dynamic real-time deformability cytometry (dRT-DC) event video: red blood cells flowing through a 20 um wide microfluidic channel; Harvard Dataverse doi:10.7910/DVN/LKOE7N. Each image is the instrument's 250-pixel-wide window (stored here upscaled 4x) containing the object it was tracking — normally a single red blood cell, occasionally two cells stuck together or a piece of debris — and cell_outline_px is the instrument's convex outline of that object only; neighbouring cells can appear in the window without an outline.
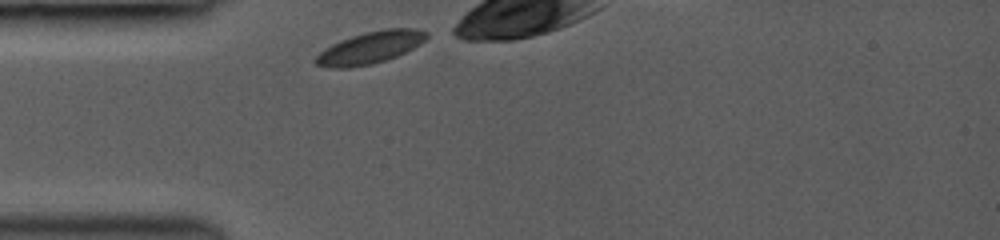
{"species": "common noctule bat (a hibernating species)", "species_latin": "Nyctalus noctula", "temperature_condition": "room temperature", "stored_images_in_passage": 4, "camera_frame_rate_fps": 3000, "um_per_image_px": 0.085, "animal": {"sex": "female", "body_mass_g": 19.0, "forearm_length_mm": 53.3}, "frame": {"image": 1, "passage_image": 1, "time_ms": 0.0, "image_size_px": [1000, 240], "cell_outline_px": [[428, 36], [420, 44], [396, 56], [372, 64], [348, 68], [328, 68], [316, 64], [312, 60], [324, 48], [340, 40], [352, 36], [384, 28], [416, 28], [428, 32]], "centroid_in_image_um": [31.43, 4.05], "position_along_channel_um": 53.6, "area_um2": 20.63}}